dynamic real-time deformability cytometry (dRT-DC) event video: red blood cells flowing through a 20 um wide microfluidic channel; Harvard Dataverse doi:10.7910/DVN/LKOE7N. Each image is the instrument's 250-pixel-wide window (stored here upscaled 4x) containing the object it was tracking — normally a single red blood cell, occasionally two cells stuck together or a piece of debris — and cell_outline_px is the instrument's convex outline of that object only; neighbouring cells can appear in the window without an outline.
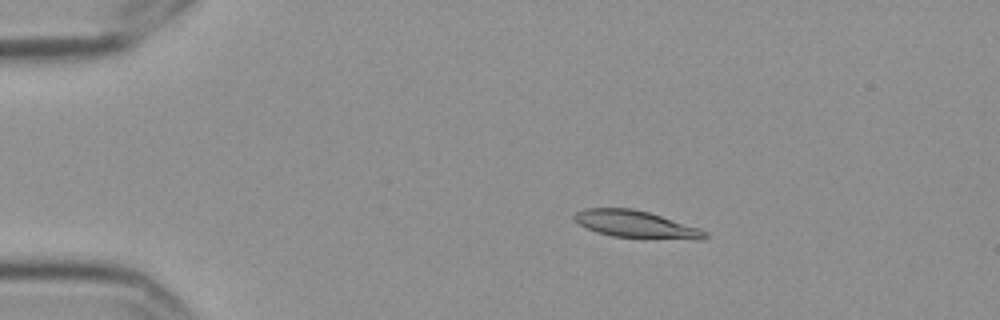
{"species": "Egyptian fruit bat (a non-hibernating species)", "species_latin": "Rousettus aegyptiacus", "temperature_condition": "cold", "stored_images_in_passage": 4, "camera_frame_rate_fps": 3000, "um_per_image_px": 0.085, "frame": {"image": 1, "passage_image": 2, "time_ms": 0.333, "image_size_px": [1000, 320], "cell_outline_px": [[708, 236], [704, 240], [700, 240], [612, 236], [596, 232], [580, 224], [572, 216], [576, 212], [584, 208], [632, 208], [648, 212], [700, 228], [708, 232]], "centroid_in_image_um": [54.09, 19.06], "position_along_channel_um": 30.9, "area_um2": 20.58}}